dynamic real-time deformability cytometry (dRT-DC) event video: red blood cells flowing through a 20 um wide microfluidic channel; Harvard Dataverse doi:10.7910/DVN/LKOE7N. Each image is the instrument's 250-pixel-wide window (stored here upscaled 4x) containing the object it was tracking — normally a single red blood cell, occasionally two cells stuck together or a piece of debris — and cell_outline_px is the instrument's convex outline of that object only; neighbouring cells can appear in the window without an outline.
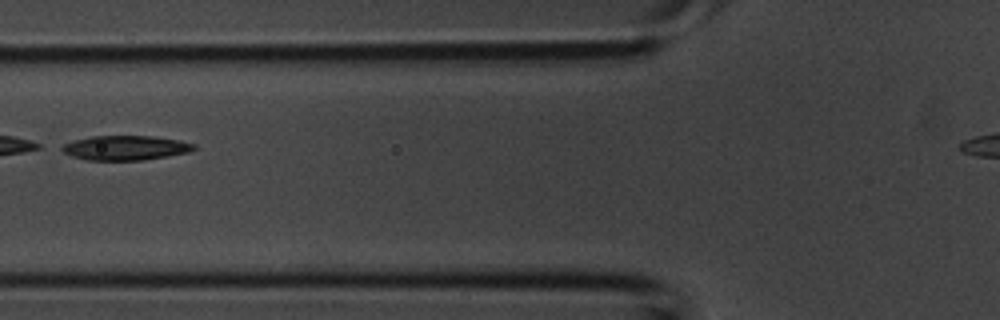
{"species": "common noctule bat (a hibernating species)", "species_latin": "Nyctalus noctula", "temperature_condition": "room temperature", "stored_images_in_passage": 4, "camera_frame_rate_fps": 3000, "um_per_image_px": 0.085, "animal": {"sex": "male", "body_mass_g": 20.1, "forearm_length_mm": 53.5}, "frame": {"image": 1, "passage_image": 4, "time_ms": 1.0, "image_size_px": [1000, 320], "cell_outline_px": [[196, 148], [188, 152], [168, 156], [144, 160], [88, 160], [72, 156], [56, 148], [72, 140], [92, 136], [152, 136], [176, 140], [196, 144]], "centroid_in_image_um": [10.61, 12.56], "position_along_channel_um": 115.2, "area_um2": 18.9}}